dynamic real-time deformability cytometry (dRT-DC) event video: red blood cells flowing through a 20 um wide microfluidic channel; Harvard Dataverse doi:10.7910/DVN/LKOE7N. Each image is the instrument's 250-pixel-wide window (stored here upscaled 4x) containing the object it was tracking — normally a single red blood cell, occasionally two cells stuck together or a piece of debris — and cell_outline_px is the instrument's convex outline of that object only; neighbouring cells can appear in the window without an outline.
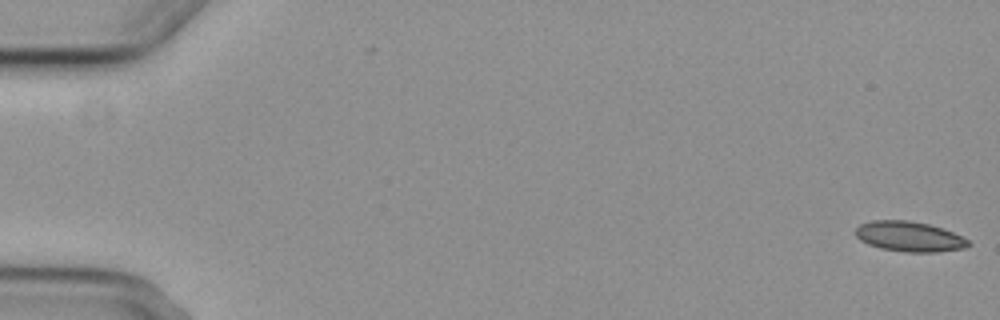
{"species": "common noctule bat (a hibernating species)", "species_latin": "Nyctalus noctula", "temperature_condition": "cold", "stored_images_in_passage": 8, "camera_frame_rate_fps": 3000, "um_per_image_px": 0.085, "animal": {"sex": "female", "body_mass_g": 29.2, "forearm_length_mm": 56.3}, "frame": {"image": 1, "passage_image": 1, "time_ms": 0.0, "image_size_px": [1000, 320], "cell_outline_px": [[972, 244], [964, 248], [936, 252], [904, 252], [880, 248], [868, 244], [860, 240], [856, 236], [856, 228], [860, 224], [872, 220], [908, 220], [928, 224], [952, 232], [968, 240]], "centroid_in_image_um": [77.27, 20.11], "position_along_channel_um": 7.7, "area_um2": 19.71}}
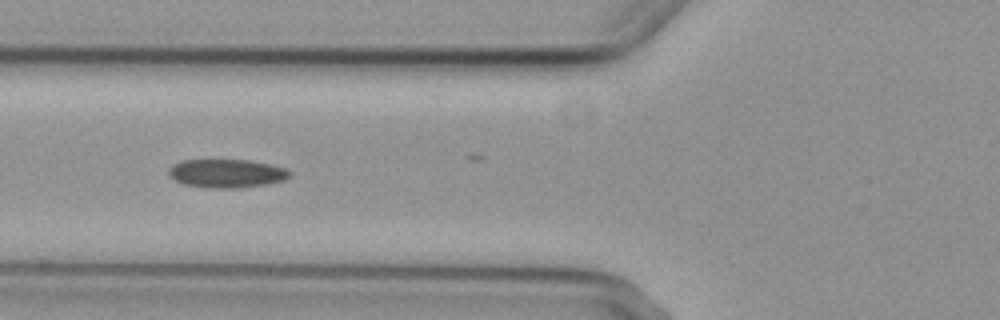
{"frame": {"image": 2, "passage_image": 7, "time_ms": 7.0, "image_size_px": [1000, 320], "cell_outline_px": [[292, 172], [284, 180], [268, 184], [240, 188], [208, 188], [184, 184], [176, 180], [168, 172], [168, 168], [172, 164], [180, 160], [248, 160], [288, 168]], "centroid_in_image_um": [19.27, 14.74], "position_along_channel_um": 106.5, "area_um2": 20.17}}
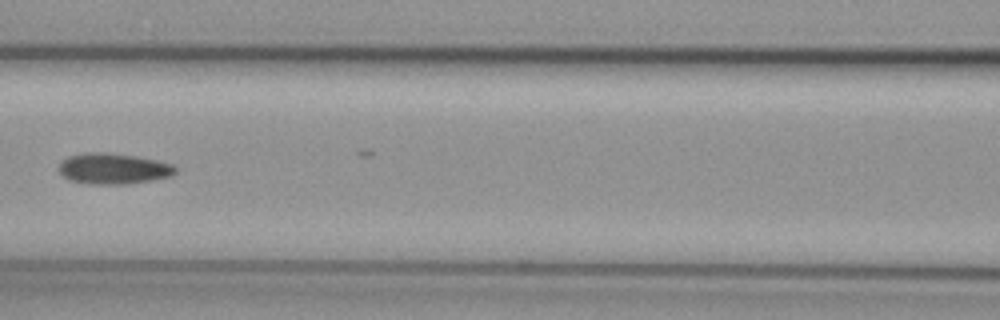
{"frame": {"image": 3, "passage_image": 8, "time_ms": 8.333, "image_size_px": [1000, 320], "cell_outline_px": [[176, 172], [172, 176], [152, 180], [128, 184], [92, 184], [68, 180], [60, 172], [60, 160], [68, 156], [84, 152], [108, 152], [136, 156], [156, 160], [172, 164], [176, 168]], "centroid_in_image_um": [9.62, 14.33], "position_along_channel_um": 157.0, "area_um2": 21.1}}